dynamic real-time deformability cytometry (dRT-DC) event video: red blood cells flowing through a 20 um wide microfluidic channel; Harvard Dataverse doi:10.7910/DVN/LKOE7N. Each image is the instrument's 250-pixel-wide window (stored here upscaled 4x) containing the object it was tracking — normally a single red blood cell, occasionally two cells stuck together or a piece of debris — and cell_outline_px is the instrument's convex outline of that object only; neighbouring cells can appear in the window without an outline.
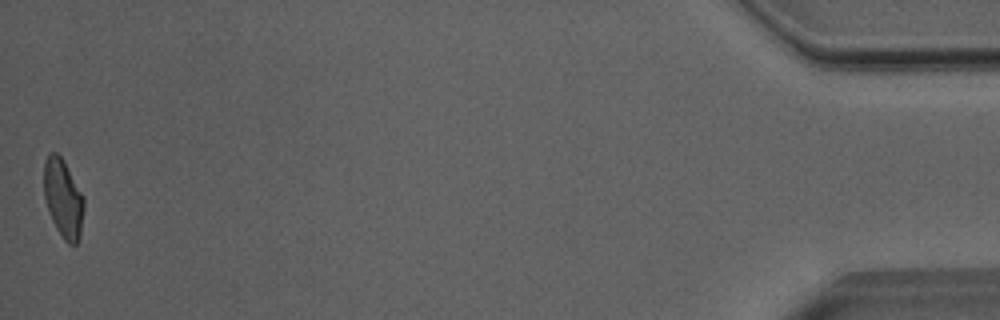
{"species": "Egyptian fruit bat (a non-hibernating species)", "species_latin": "Rousettus aegyptiacus", "temperature_condition": "room temperature", "stored_images_in_passage": 35, "camera_frame_rate_fps": 3000, "um_per_image_px": 0.085, "animal": {"sex": "male"}, "frame": {"image": 1, "passage_image": 35, "time_ms": 11.333, "image_size_px": [1000, 320], "cell_outline_px": [[84, 208], [80, 236], [76, 244], [68, 244], [64, 240], [56, 228], [48, 212], [44, 196], [44, 164], [48, 152], [56, 152], [64, 160], [84, 196]], "centroid_in_image_um": [5.37, 16.85], "position_along_channel_um": 429.8, "area_um2": 18.5}, "authors_computed_cell_mechanics": {"area_um2": 18.785, "velocity_mm_per_s": 4.0478, "shape_relaxation_time_tau1_ms": 4.3011, "shape_relaxation_time_tau2_ms": 1.3788, "deformation_change_tau1": 0.1628, "deformation_change_tau2": 0.0895}}